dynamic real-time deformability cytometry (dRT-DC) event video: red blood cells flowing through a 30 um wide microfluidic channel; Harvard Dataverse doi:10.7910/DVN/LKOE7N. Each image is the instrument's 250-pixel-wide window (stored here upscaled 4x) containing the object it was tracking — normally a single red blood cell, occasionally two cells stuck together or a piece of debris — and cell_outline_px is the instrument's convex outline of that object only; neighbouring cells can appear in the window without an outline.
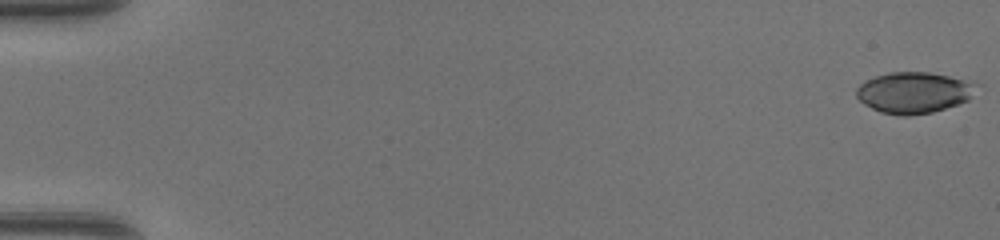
{"species": "common noctule bat (a hibernating species)", "species_latin": "Nyctalus noctula", "temperature_condition": "warm", "stored_images_in_passage": 48, "camera_frame_rate_fps": 3000, "um_per_image_px": 0.085, "animal": {"sex": "female", "body_mass_g": 17.0, "forearm_length_mm": 48.0}, "frame": {"image": 1, "passage_image": 1, "time_ms": 0.0, "image_size_px": [1000, 240], "cell_outline_px": [[980, 84], [972, 96], [968, 100], [932, 112], [908, 116], [900, 116], [880, 112], [864, 104], [856, 96], [856, 88], [860, 84], [876, 76], [888, 72], [928, 72], [976, 80]], "centroid_in_image_um": [77.74, 7.85], "position_along_channel_um": 7.3, "area_um2": 29.13}}
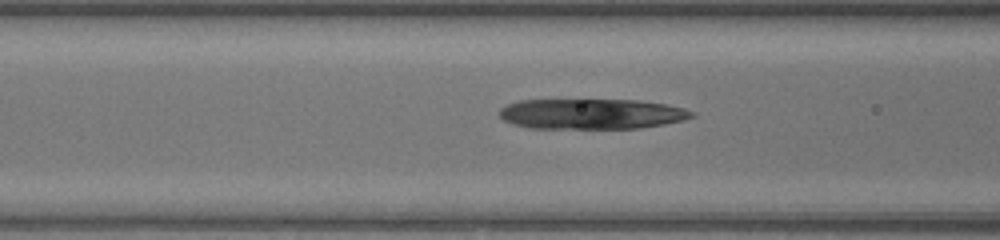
{"frame": {"image": 2, "passage_image": 21, "time_ms": 6.667, "image_size_px": [1000, 240], "cell_outline_px": [[696, 116], [684, 120], [664, 124], [640, 128], [528, 128], [512, 124], [504, 120], [500, 116], [500, 108], [508, 104], [520, 100], [640, 100], [668, 104], [684, 108], [696, 112]], "centroid_in_image_um": [50.33, 9.68], "position_along_channel_um": 116.3, "area_um2": 34.22}}
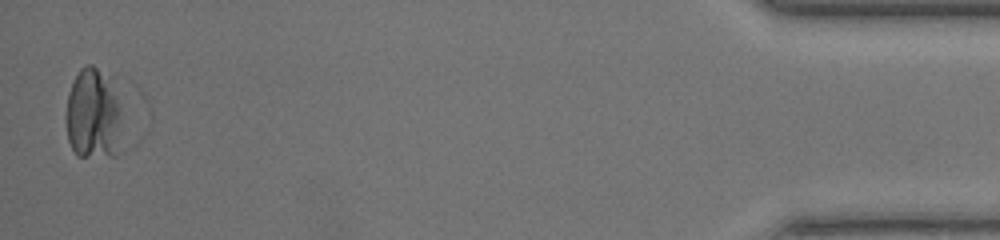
{"frame": {"image": 3, "passage_image": 48, "time_ms": 15.667, "image_size_px": [1000, 240], "cell_outline_px": [[128, 148], [124, 152], [116, 156], [76, 156], [68, 140], [64, 116], [68, 92], [72, 80], [80, 68], [84, 64], [92, 64], [112, 76], [116, 80]], "centroid_in_image_um": [8.05, 9.73], "position_along_channel_um": 427.1, "area_um2": 32.95}}